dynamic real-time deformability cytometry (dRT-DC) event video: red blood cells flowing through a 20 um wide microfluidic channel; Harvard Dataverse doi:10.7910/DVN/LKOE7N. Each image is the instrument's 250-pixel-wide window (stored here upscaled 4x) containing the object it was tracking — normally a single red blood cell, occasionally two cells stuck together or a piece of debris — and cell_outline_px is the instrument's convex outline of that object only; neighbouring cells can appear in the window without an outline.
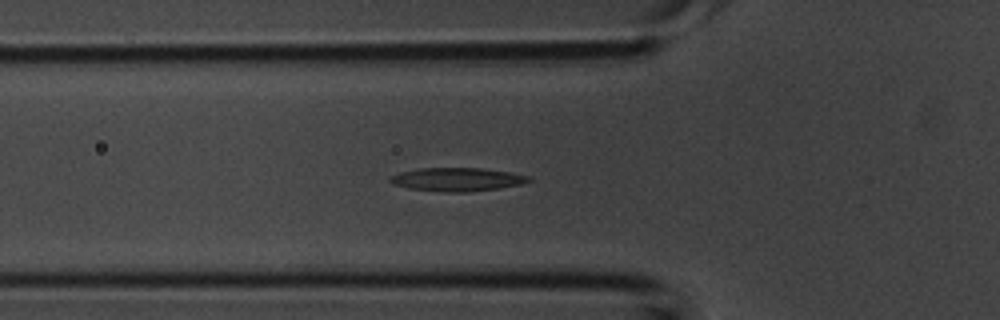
{"species": "common noctule bat (a hibernating species)", "species_latin": "Nyctalus noctula", "temperature_condition": "room temperature", "stored_images_in_passage": 35, "camera_frame_rate_fps": 3000, "um_per_image_px": 0.085, "animal": {"sex": "male", "body_mass_g": 20.1, "forearm_length_mm": 53.5}, "frame": {"image": 1, "passage_image": 7, "time_ms": 2.0, "image_size_px": [1000, 320], "cell_outline_px": [[532, 180], [520, 184], [500, 188], [468, 192], [444, 192], [408, 188], [392, 184], [388, 180], [388, 176], [400, 172], [420, 168], [480, 168], [508, 172], [532, 176]], "centroid_in_image_um": [38.83, 15.25], "position_along_channel_um": 87.0, "area_um2": 19.02}}
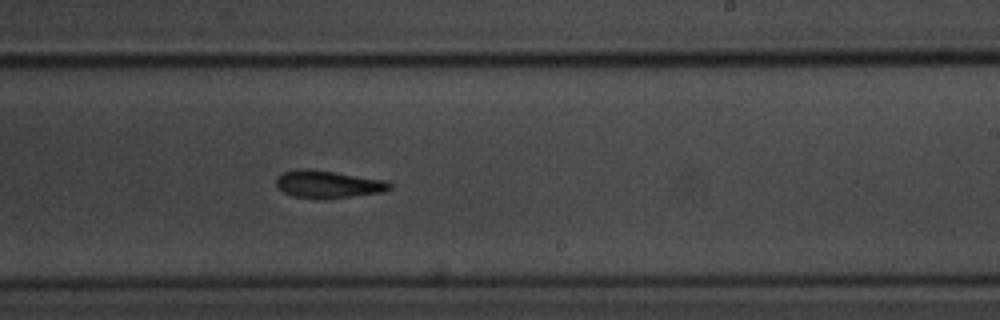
{"frame": {"image": 2, "passage_image": 18, "time_ms": 5.667, "image_size_px": [1000, 320], "cell_outline_px": [[392, 188], [380, 192], [324, 200], [292, 196], [284, 192], [276, 184], [276, 180], [280, 172], [296, 168], [308, 168], [336, 172], [388, 180], [392, 184]], "centroid_in_image_um": [27.87, 15.65], "position_along_channel_um": 261.1, "area_um2": 18.55}}
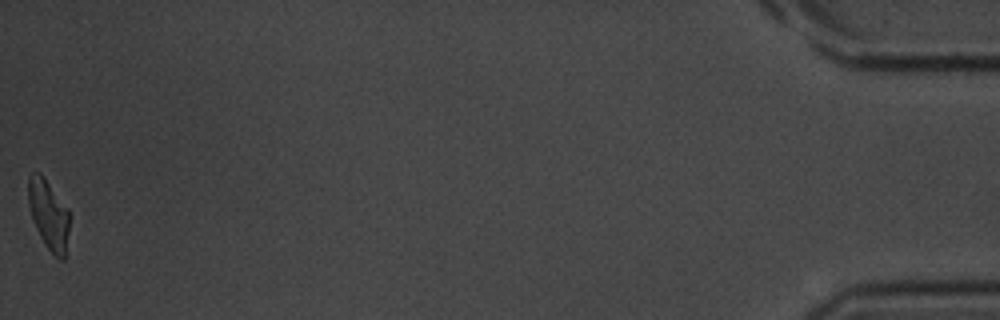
{"frame": {"image": 3, "passage_image": 35, "time_ms": 11.333, "image_size_px": [1000, 320], "cell_outline_px": [[68, 232], [64, 260], [60, 260], [44, 244], [36, 228], [28, 208], [28, 176], [32, 172], [40, 172], [44, 176], [68, 208]], "centroid_in_image_um": [4.11, 18.19], "position_along_channel_um": 431.1, "area_um2": 16.7}}